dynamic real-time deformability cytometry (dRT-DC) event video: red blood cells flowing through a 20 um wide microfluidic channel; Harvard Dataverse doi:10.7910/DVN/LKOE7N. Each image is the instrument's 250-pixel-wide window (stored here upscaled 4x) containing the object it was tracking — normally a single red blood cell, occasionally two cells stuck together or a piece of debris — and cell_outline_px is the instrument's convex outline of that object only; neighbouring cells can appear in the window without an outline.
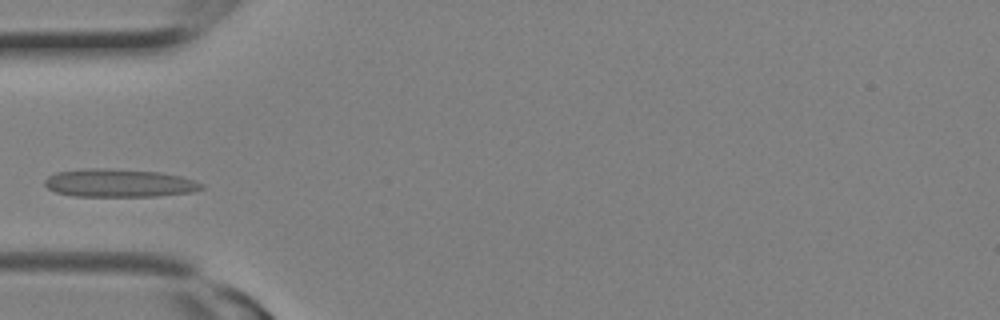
{"species": "Egyptian fruit bat (a non-hibernating species)", "species_latin": "Rousettus aegyptiacus", "temperature_condition": "room temperature", "stored_images_in_passage": 21, "camera_frame_rate_fps": 3000, "um_per_image_px": 0.085, "animal": {"sex": "female"}, "frame": {"image": 1, "passage_image": 5, "time_ms": 1.333, "image_size_px": [1000, 320], "cell_outline_px": [[204, 188], [192, 192], [156, 196], [76, 196], [56, 192], [48, 188], [44, 184], [44, 180], [48, 176], [56, 172], [88, 168], [108, 168], [160, 172], [180, 176], [204, 184]], "centroid_in_image_um": [10.12, 15.55], "position_along_channel_um": 74.9, "area_um2": 25.61}}
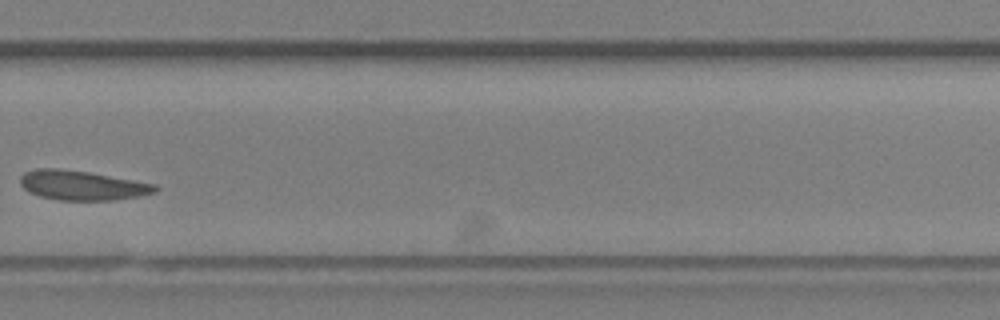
{"frame": {"image": 2, "passage_image": 14, "time_ms": 4.333, "image_size_px": [1000, 320], "cell_outline_px": [[160, 188], [156, 192], [140, 196], [112, 200], [60, 200], [40, 196], [24, 188], [20, 184], [20, 176], [24, 172], [40, 168], [60, 168], [88, 172], [156, 184]], "centroid_in_image_um": [7.0, 15.75], "position_along_channel_um": 322.8, "area_um2": 23.12}}
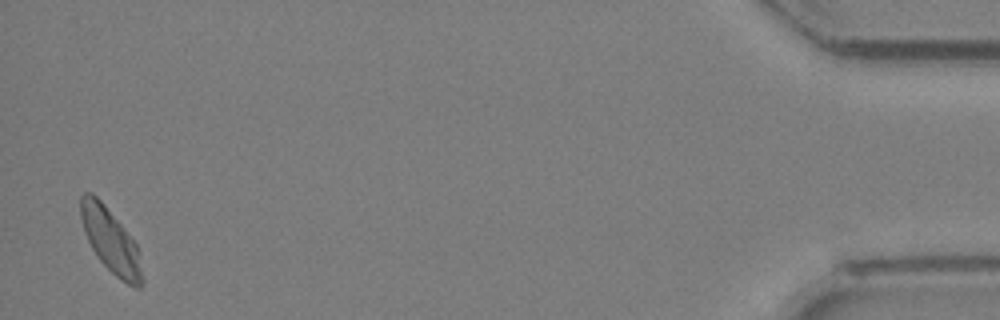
{"frame": {"image": 3, "passage_image": 21, "time_ms": 6.667, "image_size_px": [1000, 320], "cell_outline_px": [[144, 284], [140, 288], [136, 288], [128, 284], [116, 276], [100, 260], [92, 248], [84, 232], [80, 216], [80, 196], [84, 192], [92, 192], [104, 204], [136, 244], [144, 280]], "centroid_in_image_um": [9.39, 20.46], "position_along_channel_um": 425.8, "area_um2": 22.6}}